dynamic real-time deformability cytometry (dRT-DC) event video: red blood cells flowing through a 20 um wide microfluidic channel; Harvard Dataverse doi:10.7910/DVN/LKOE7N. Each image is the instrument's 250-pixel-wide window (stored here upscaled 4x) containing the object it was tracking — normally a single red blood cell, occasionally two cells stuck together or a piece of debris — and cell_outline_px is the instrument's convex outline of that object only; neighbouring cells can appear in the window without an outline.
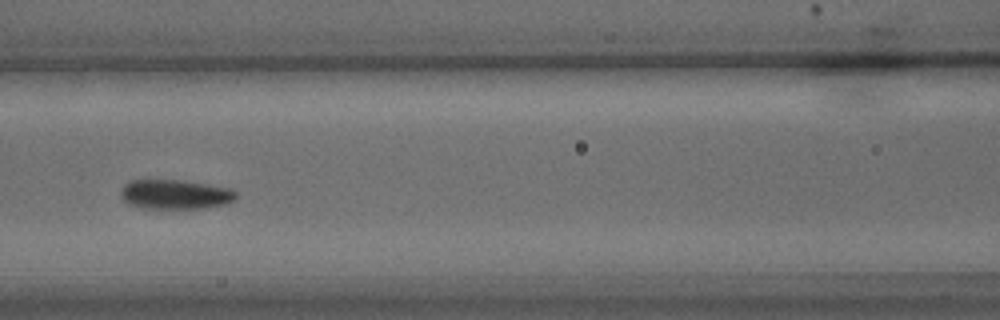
{"species": "common noctule bat (a hibernating species)", "species_latin": "Nyctalus noctula", "temperature_condition": "warm", "stored_images_in_passage": 19, "camera_frame_rate_fps": 3000, "um_per_image_px": 0.085, "animal": {"sex": "male", "body_mass_g": 15.6}, "frame": {"image": 1, "passage_image": 9, "time_ms": 2.667, "image_size_px": [1000, 320], "cell_outline_px": [[236, 196], [232, 200], [224, 204], [204, 208], [140, 208], [128, 204], [120, 196], [120, 192], [124, 184], [128, 180], [180, 180], [232, 188], [236, 192]], "centroid_in_image_um": [14.84, 16.52], "position_along_channel_um": 151.8, "area_um2": 19.83}}
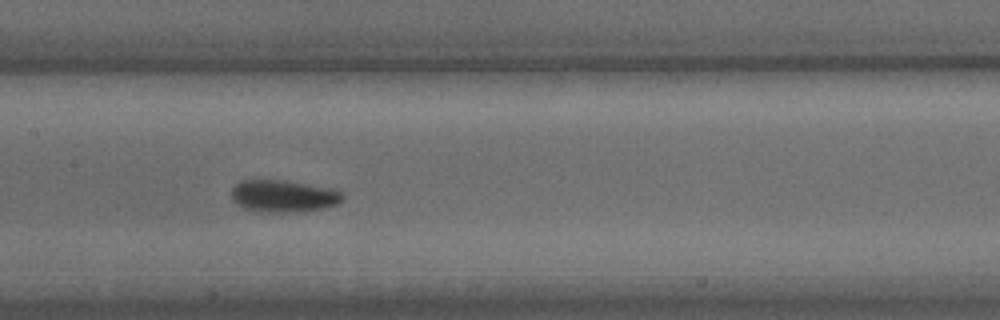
{"frame": {"image": 2, "passage_image": 11, "time_ms": 3.333, "image_size_px": [1000, 320], "cell_outline_px": [[344, 200], [336, 204], [320, 208], [288, 212], [268, 212], [244, 208], [236, 204], [232, 200], [232, 188], [240, 180], [284, 180], [328, 188], [340, 192], [344, 196]], "centroid_in_image_um": [24.04, 16.65], "position_along_channel_um": 183.4, "area_um2": 20.4}}
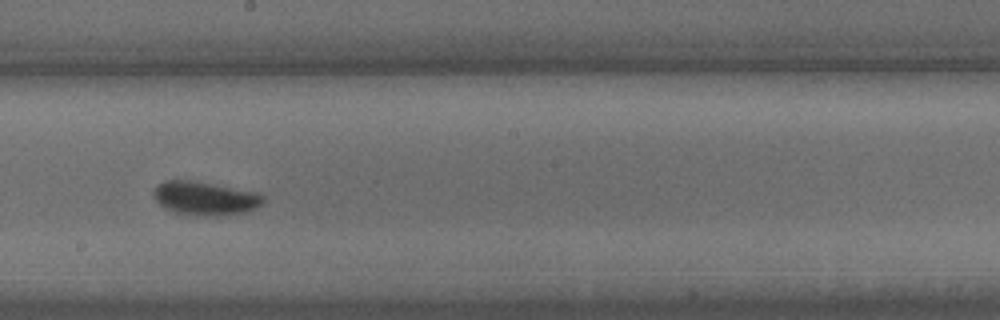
{"frame": {"image": 3, "passage_image": 14, "time_ms": 4.333, "image_size_px": [1000, 320], "cell_outline_px": [[264, 200], [256, 208], [244, 212], [220, 216], [192, 216], [176, 212], [160, 204], [152, 196], [152, 192], [164, 180], [188, 180], [260, 192], [264, 196]], "centroid_in_image_um": [17.45, 16.86], "position_along_channel_um": 230.7, "area_um2": 21.44}}